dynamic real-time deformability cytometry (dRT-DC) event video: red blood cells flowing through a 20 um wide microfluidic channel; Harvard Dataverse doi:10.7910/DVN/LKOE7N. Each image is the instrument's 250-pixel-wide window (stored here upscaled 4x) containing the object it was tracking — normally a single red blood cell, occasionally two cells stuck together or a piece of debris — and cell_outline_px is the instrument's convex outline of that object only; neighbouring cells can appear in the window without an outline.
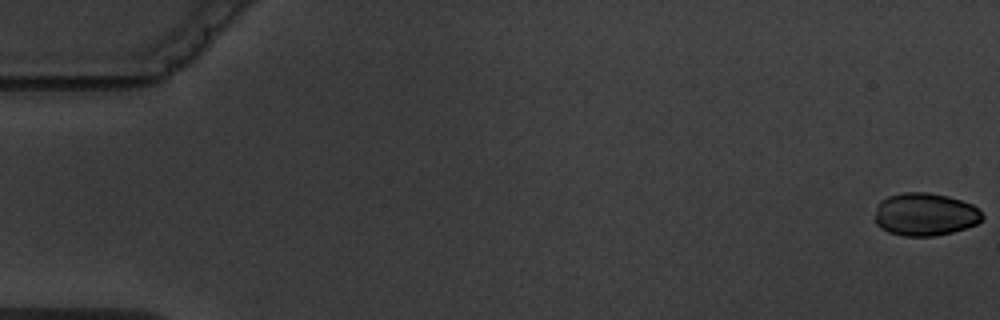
{"species": "common noctule bat (a hibernating species)", "species_latin": "Nyctalus noctula", "temperature_condition": "warm", "stored_images_in_passage": 8, "camera_frame_rate_fps": 3000, "um_per_image_px": 0.085, "animal": {"sex": "male", "body_mass_g": 19.5, "forearm_length_mm": 54.6}, "frame": {"image": 1, "passage_image": 1, "time_ms": 0.0, "image_size_px": [1000, 320], "cell_outline_px": [[984, 220], [976, 224], [952, 232], [932, 236], [904, 236], [888, 232], [880, 228], [876, 224], [876, 204], [880, 200], [888, 196], [904, 192], [928, 192], [948, 196], [972, 204], [984, 216]], "centroid_in_image_um": [78.61, 18.21], "position_along_channel_um": 6.4, "area_um2": 26.88}}
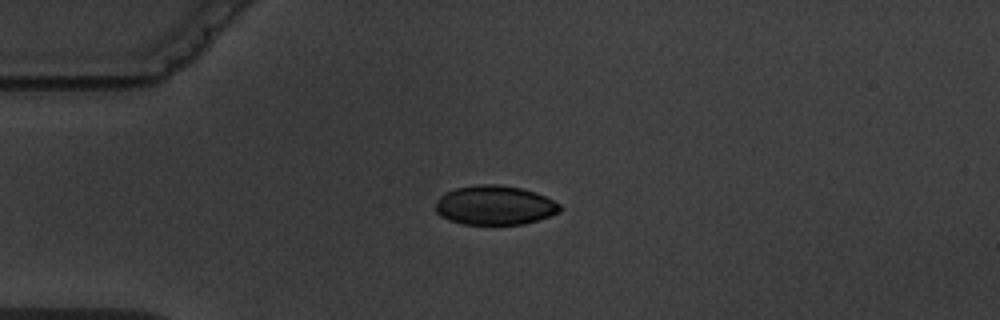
{"frame": {"image": 2, "passage_image": 5, "time_ms": 4.667, "image_size_px": [1000, 320], "cell_outline_px": [[564, 208], [560, 212], [524, 224], [464, 224], [448, 220], [440, 216], [436, 212], [436, 200], [440, 196], [456, 188], [480, 184], [496, 184], [520, 188], [536, 192], [560, 204]], "centroid_in_image_um": [42.05, 17.45], "position_along_channel_um": 42.9, "area_um2": 28.38}}
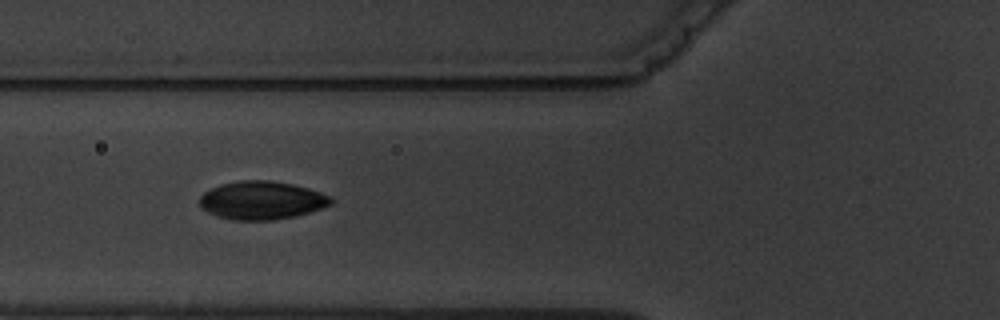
{"frame": {"image": 3, "passage_image": 7, "time_ms": 7.0, "image_size_px": [1000, 320], "cell_outline_px": [[332, 204], [296, 216], [272, 220], [232, 220], [216, 216], [200, 208], [200, 196], [204, 192], [220, 184], [240, 180], [268, 180], [292, 184], [308, 188], [320, 192], [328, 196], [332, 200]], "centroid_in_image_um": [22.2, 17.03], "position_along_channel_um": 103.6, "area_um2": 29.19}}